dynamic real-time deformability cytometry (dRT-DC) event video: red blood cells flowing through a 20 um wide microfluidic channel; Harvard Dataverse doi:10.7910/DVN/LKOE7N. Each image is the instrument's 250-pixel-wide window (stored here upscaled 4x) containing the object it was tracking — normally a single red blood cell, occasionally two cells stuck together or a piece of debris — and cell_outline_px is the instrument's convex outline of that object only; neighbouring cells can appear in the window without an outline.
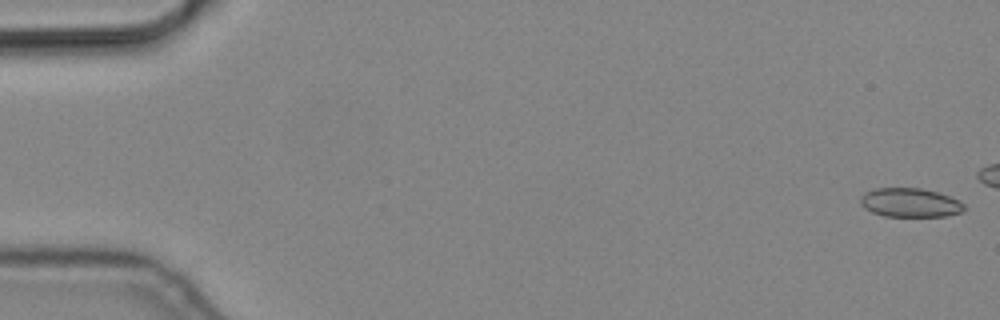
{"species": "common noctule bat (a hibernating species)", "species_latin": "Nyctalus noctula", "temperature_condition": "cold", "stored_images_in_passage": 2, "camera_frame_rate_fps": 3000, "um_per_image_px": 0.085, "animal": {"sex": "male", "body_mass_g": 19.2, "forearm_length_mm": 51.8}, "frame": {"image": 1, "passage_image": 1, "time_ms": 0.0, "image_size_px": [1000, 320], "cell_outline_px": [[968, 208], [964, 212], [948, 216], [884, 216], [872, 212], [864, 208], [860, 204], [860, 196], [864, 192], [876, 188], [920, 188], [940, 192], [952, 196], [960, 200]], "centroid_in_image_um": [77.42, 17.22], "position_along_channel_um": 7.6, "area_um2": 17.98}}